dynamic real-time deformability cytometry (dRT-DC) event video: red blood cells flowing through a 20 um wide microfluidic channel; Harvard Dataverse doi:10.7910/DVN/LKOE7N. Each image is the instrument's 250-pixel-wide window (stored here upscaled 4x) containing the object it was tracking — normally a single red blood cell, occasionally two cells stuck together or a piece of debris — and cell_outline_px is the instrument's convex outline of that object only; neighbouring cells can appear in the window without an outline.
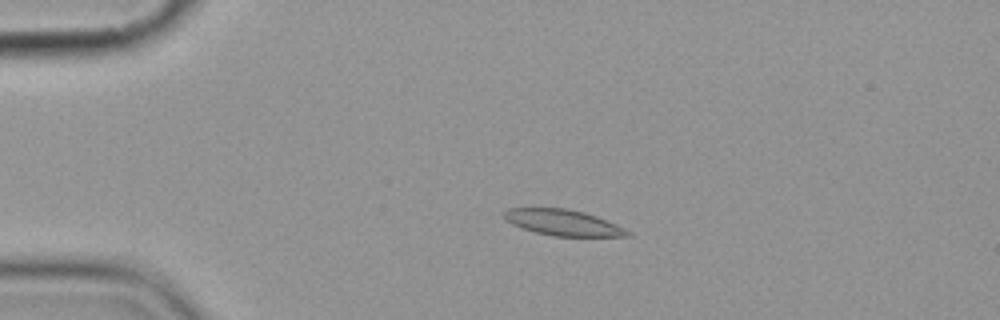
{"species": "common noctule bat (a hibernating species)", "species_latin": "Nyctalus noctula", "temperature_condition": "cold", "stored_images_in_passage": 4, "camera_frame_rate_fps": 3000, "um_per_image_px": 0.085, "animal": {"sex": "female", "body_mass_g": 19.9}, "frame": {"image": 1, "passage_image": 3, "time_ms": 3.0, "image_size_px": [1000, 320], "cell_outline_px": [[632, 236], [552, 236], [536, 232], [512, 224], [504, 220], [504, 212], [508, 208], [564, 208], [584, 212], [596, 216], [616, 224], [632, 232]], "centroid_in_image_um": [47.86, 18.92], "position_along_channel_um": 37.1, "area_um2": 18.55}}